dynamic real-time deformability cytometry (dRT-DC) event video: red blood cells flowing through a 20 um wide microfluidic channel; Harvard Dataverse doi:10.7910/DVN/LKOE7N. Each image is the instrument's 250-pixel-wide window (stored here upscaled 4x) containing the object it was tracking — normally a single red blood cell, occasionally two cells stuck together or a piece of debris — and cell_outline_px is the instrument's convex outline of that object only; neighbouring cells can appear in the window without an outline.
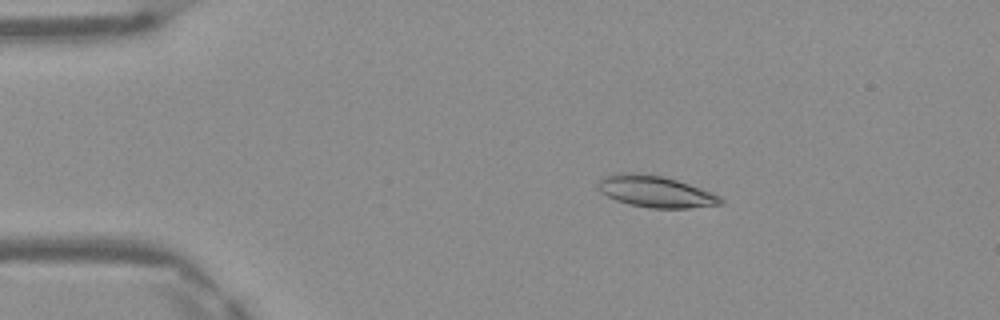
{"species": "Egyptian fruit bat (a non-hibernating species)", "species_latin": "Rousettus aegyptiacus", "temperature_condition": "warm", "stored_images_in_passage": 48, "camera_frame_rate_fps": 3000, "um_per_image_px": 0.085, "frame": {"image": 1, "passage_image": 8, "time_ms": 2.333, "image_size_px": [1000, 320], "cell_outline_px": [[724, 204], [688, 208], [652, 208], [632, 204], [616, 200], [600, 192], [596, 184], [604, 176], [620, 172], [636, 172], [664, 176], [700, 188], [720, 196], [724, 200]], "centroid_in_image_um": [55.71, 16.27], "position_along_channel_um": 29.3, "area_um2": 22.48}}
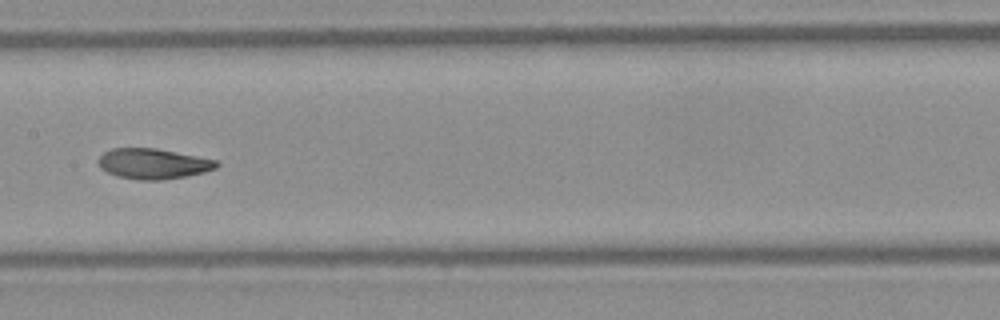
{"frame": {"image": 2, "passage_image": 24, "time_ms": 7.667, "image_size_px": [1000, 320], "cell_outline_px": [[220, 164], [216, 168], [204, 172], [188, 176], [160, 180], [136, 180], [116, 176], [100, 168], [100, 156], [104, 152], [112, 148], [156, 148], [216, 160]], "centroid_in_image_um": [13.03, 13.92], "position_along_channel_um": 194.4, "area_um2": 20.87}}
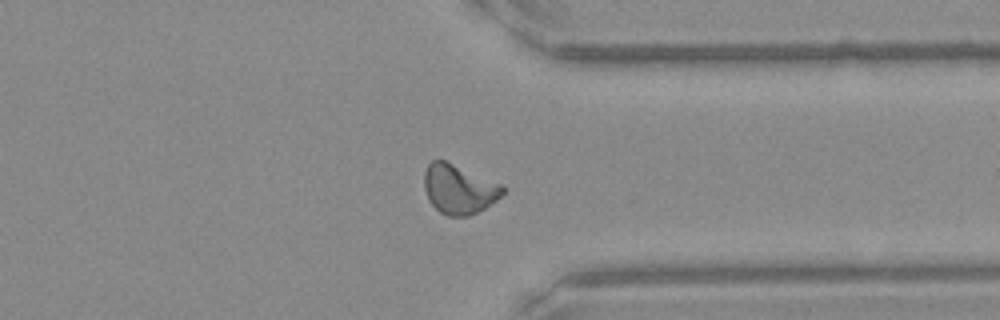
{"frame": {"image": 3, "passage_image": 37, "time_ms": 12.0, "image_size_px": [1000, 320], "cell_outline_px": [[504, 192], [496, 200], [484, 208], [468, 216], [448, 216], [440, 212], [428, 200], [424, 188], [424, 172], [428, 164], [432, 160], [444, 160], [504, 184]], "centroid_in_image_um": [39.0, 16.07], "position_along_channel_um": 372.4, "area_um2": 22.6}, "authors_computed_cell_mechanics": {"area_um2": 21.7328, "velocity_mm_per_s": 4.1633, "shape_relaxation_time_tau1_ms": 7.8084, "shape_relaxation_time_tau2_ms": 1.739, "deformation_change_tau1": 0.2173, "deformation_change_tau2": 0.0771}}